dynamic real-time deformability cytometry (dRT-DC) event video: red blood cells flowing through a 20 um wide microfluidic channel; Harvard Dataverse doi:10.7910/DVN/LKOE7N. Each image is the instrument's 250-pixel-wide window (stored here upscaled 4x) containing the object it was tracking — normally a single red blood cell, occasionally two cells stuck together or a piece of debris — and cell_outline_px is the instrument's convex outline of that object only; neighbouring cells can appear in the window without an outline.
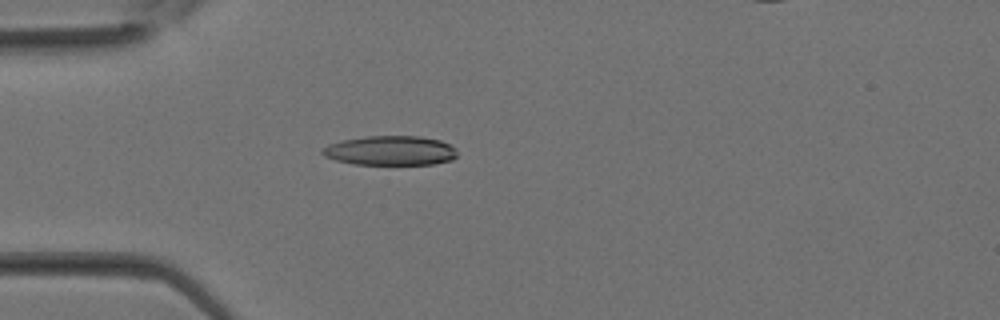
{"species": "Egyptian fruit bat (a non-hibernating species)", "species_latin": "Rousettus aegyptiacus", "temperature_condition": "room temperature", "stored_images_in_passage": 33, "segment_of_instrument_passage": [1, 2], "camera_frame_rate_fps": 3000, "um_per_image_px": 0.085, "animal": {"sex": "female"}, "frame": {"image": 1, "passage_image": 8, "time_ms": 2.333, "image_size_px": [1000, 320], "cell_outline_px": [[456, 156], [452, 160], [432, 164], [352, 164], [336, 160], [324, 156], [320, 152], [328, 144], [344, 140], [368, 136], [420, 136], [440, 140], [456, 148]], "centroid_in_image_um": [33.19, 12.8], "position_along_channel_um": 51.8, "area_um2": 23.06}}
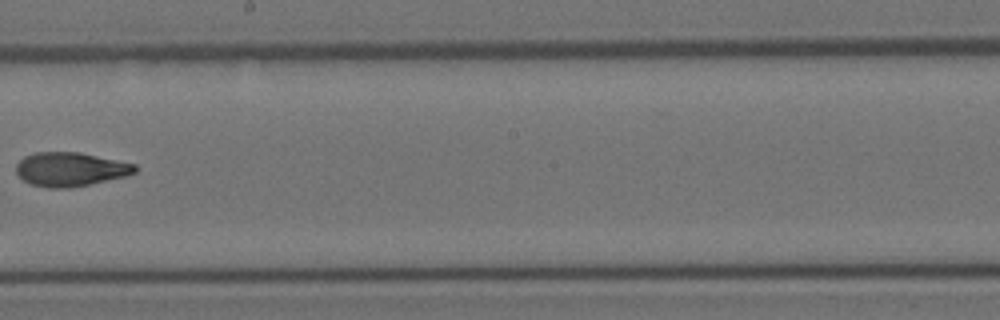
{"frame": {"image": 2, "passage_image": 18, "time_ms": 5.667, "image_size_px": [1000, 320], "cell_outline_px": [[136, 172], [128, 176], [72, 188], [48, 188], [32, 184], [24, 180], [16, 172], [16, 164], [24, 156], [36, 152], [80, 152], [136, 164]], "centroid_in_image_um": [6.0, 14.39], "position_along_channel_um": 242.2, "area_um2": 23.64}}
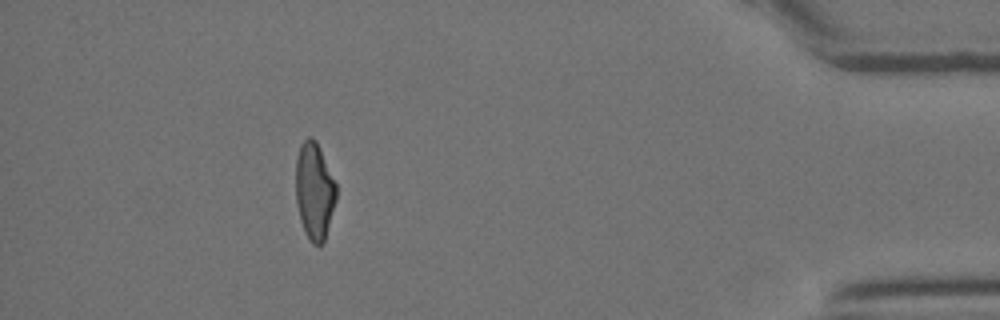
{"frame": {"image": 3, "passage_image": 29, "time_ms": 9.333, "image_size_px": [1000, 320], "cell_outline_px": [[336, 200], [324, 244], [312, 244], [304, 232], [300, 220], [296, 204], [296, 156], [300, 144], [308, 136], [312, 136], [316, 140], [336, 184]], "centroid_in_image_um": [26.71, 16.24], "position_along_channel_um": 408.5, "area_um2": 23.06}}